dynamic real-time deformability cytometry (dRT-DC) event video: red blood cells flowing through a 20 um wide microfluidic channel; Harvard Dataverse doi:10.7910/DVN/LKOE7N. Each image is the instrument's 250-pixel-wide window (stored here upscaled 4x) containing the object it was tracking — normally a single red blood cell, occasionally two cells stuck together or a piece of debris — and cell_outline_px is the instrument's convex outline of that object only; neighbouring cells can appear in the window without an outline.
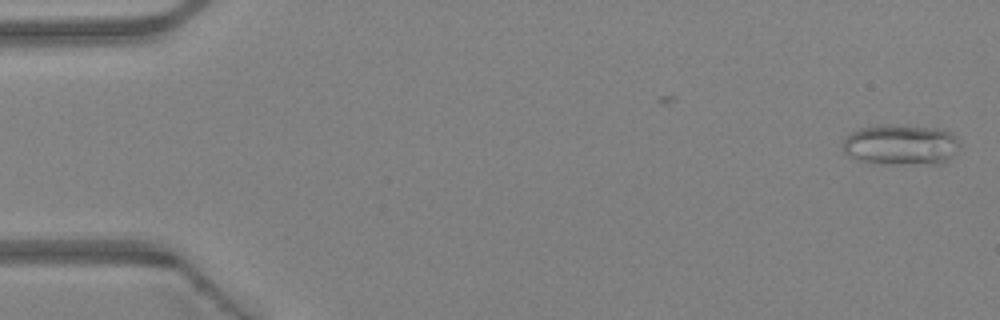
{"species": "Egyptian fruit bat (a non-hibernating species)", "species_latin": "Rousettus aegyptiacus", "temperature_condition": "warm", "stored_images_in_passage": 46, "camera_frame_rate_fps": 3000, "um_per_image_px": 0.085, "animal": {"sex": "female"}, "frame": {"image": 1, "passage_image": 1, "time_ms": 0.0, "image_size_px": [1000, 320], "cell_outline_px": [[960, 144], [948, 160], [940, 164], [892, 164], [856, 160], [848, 156], [844, 152], [844, 140], [852, 132], [860, 128], [876, 124], [904, 124], [936, 128], [952, 132], [956, 136]], "centroid_in_image_um": [76.58, 12.28], "position_along_channel_um": 8.4, "area_um2": 28.03}}
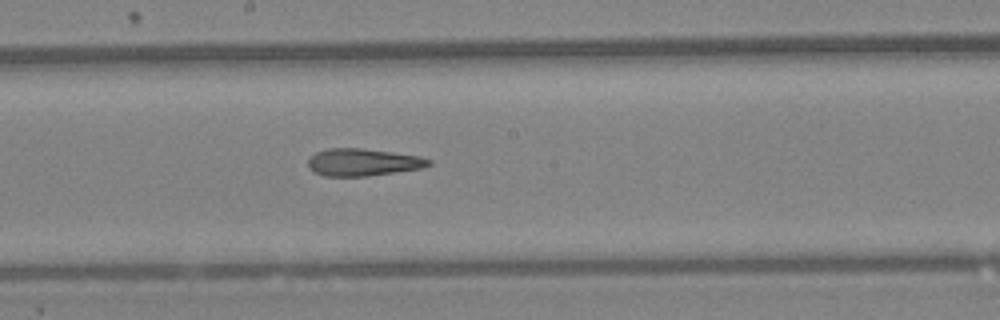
{"frame": {"image": 2, "passage_image": 25, "time_ms": 8.0, "image_size_px": [1000, 320], "cell_outline_px": [[432, 164], [420, 168], [368, 176], [324, 176], [308, 168], [308, 160], [316, 152], [328, 148], [360, 148], [392, 152], [420, 156], [432, 160]], "centroid_in_image_um": [30.85, 13.79], "position_along_channel_um": 217.4, "area_um2": 19.07}}
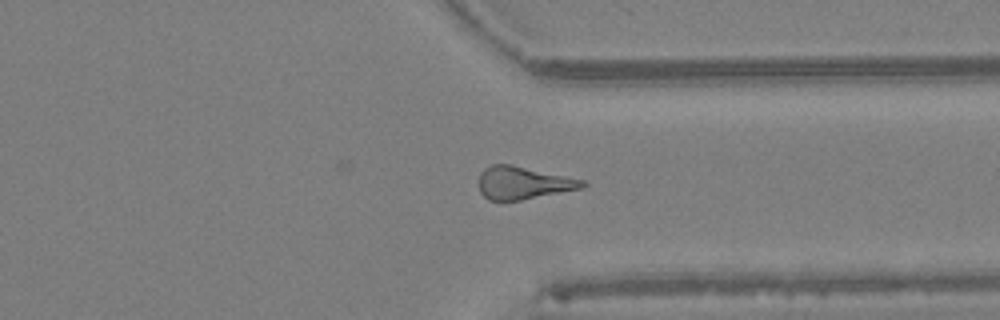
{"frame": {"image": 3, "passage_image": 35, "time_ms": 11.333, "image_size_px": [1000, 320], "cell_outline_px": [[588, 184], [584, 188], [520, 200], [488, 200], [480, 192], [480, 172], [484, 168], [492, 164], [512, 164], [584, 180]], "centroid_in_image_um": [44.49, 15.53], "position_along_channel_um": 366.9, "area_um2": 19.71}, "authors_computed_cell_mechanics": {"area_um2": 20.2011, "velocity_mm_per_s": 4.4775, "shape_relaxation_time_tau1_ms": null, "shape_relaxation_time_tau2_ms": 5.3054, "deformation_change_tau1": null, "deformation_change_tau2": 0.2167}}